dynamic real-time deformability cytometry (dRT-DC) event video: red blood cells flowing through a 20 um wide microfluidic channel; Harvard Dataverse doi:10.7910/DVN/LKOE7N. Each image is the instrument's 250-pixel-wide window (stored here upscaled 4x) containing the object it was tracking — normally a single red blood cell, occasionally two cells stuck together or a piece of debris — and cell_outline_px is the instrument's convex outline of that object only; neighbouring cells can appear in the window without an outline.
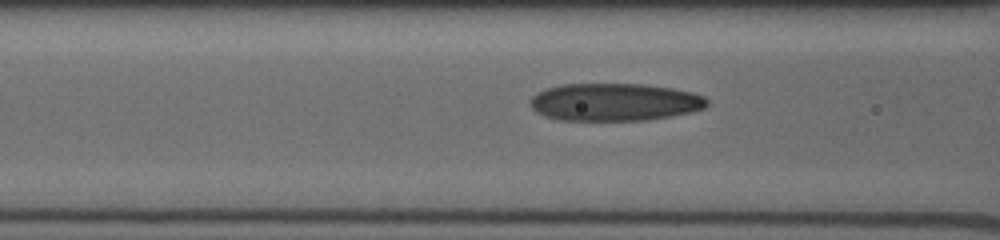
{"species": "human", "species_latin": "Homo sapiens", "temperature_condition": "cold", "stored_images_in_passage": 20, "camera_frame_rate_fps": 3000, "um_per_image_px": 0.085, "donor": {"sex": "male"}, "frame": {"image": 1, "passage_image": 12, "time_ms": 3.667, "image_size_px": [1000, 240], "cell_outline_px": [[708, 104], [704, 108], [688, 112], [668, 116], [644, 120], [560, 120], [544, 116], [536, 112], [528, 104], [528, 100], [536, 92], [544, 88], [560, 84], [644, 84], [672, 88], [692, 92], [704, 96], [708, 100]], "centroid_in_image_um": [52.16, 8.66], "position_along_channel_um": 114.4, "area_um2": 38.96}}
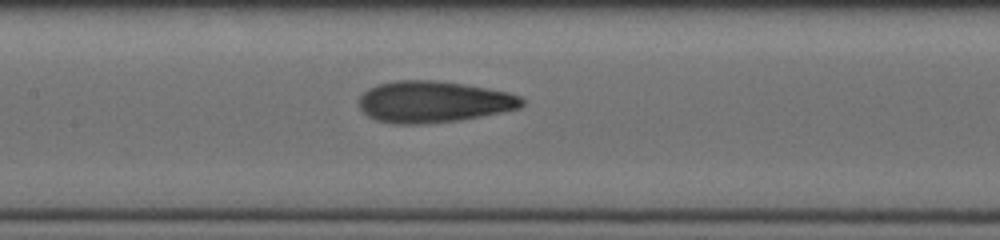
{"frame": {"image": 2, "passage_image": 16, "time_ms": 5.0, "image_size_px": [1000, 240], "cell_outline_px": [[524, 104], [520, 108], [460, 120], [420, 124], [396, 124], [376, 120], [368, 116], [360, 108], [360, 96], [368, 88], [380, 84], [396, 80], [436, 80], [464, 84], [488, 88], [508, 92], [520, 96], [524, 100]], "centroid_in_image_um": [36.85, 8.65], "position_along_channel_um": 170.5, "area_um2": 39.3}}
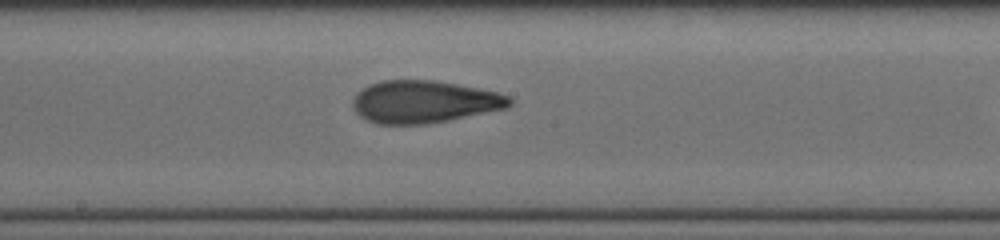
{"frame": {"image": 3, "passage_image": 19, "time_ms": 6.0, "image_size_px": [1000, 240], "cell_outline_px": [[512, 104], [508, 108], [428, 124], [376, 124], [360, 116], [352, 108], [352, 100], [356, 92], [368, 84], [380, 80], [436, 80], [496, 92], [512, 96]], "centroid_in_image_um": [36.02, 8.65], "position_along_channel_um": 212.2, "area_um2": 39.02}}